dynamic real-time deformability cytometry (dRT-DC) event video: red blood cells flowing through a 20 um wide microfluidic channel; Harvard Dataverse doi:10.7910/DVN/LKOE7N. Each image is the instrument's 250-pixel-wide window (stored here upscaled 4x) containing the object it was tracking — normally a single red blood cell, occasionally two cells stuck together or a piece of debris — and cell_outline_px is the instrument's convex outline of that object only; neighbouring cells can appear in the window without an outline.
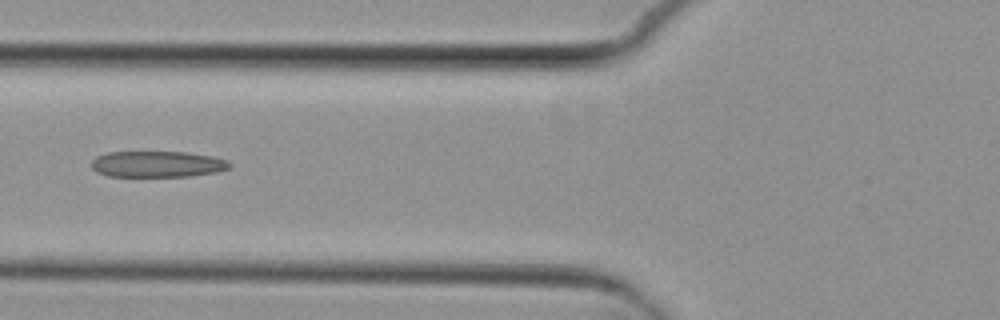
{"species": "common noctule bat (a hibernating species)", "species_latin": "Nyctalus noctula", "temperature_condition": "cold", "stored_images_in_passage": 6, "camera_frame_rate_fps": 3000, "um_per_image_px": 0.085, "animal": {"sex": "female", "body_mass_g": 29.2, "forearm_length_mm": 56.3}, "frame": {"image": 1, "passage_image": 5, "time_ms": 4.667, "image_size_px": [1000, 320], "cell_outline_px": [[232, 164], [228, 168], [216, 172], [188, 176], [108, 176], [96, 172], [92, 168], [92, 160], [96, 156], [108, 152], [188, 152], [212, 156], [228, 160]], "centroid_in_image_um": [13.37, 13.94], "position_along_channel_um": 112.4, "area_um2": 21.04}}
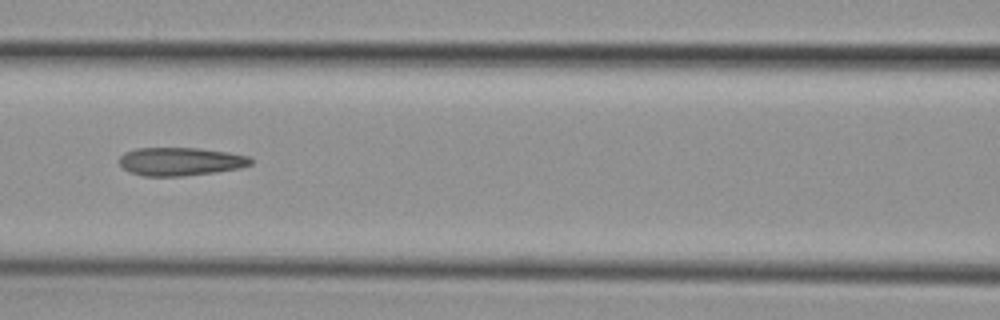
{"frame": {"image": 2, "passage_image": 6, "time_ms": 5.667, "image_size_px": [1000, 320], "cell_outline_px": [[252, 164], [240, 168], [216, 172], [184, 176], [144, 176], [128, 172], [120, 164], [120, 156], [124, 152], [136, 148], [200, 148], [228, 152], [248, 156], [252, 160]], "centroid_in_image_um": [15.33, 13.73], "position_along_channel_um": 151.3, "area_um2": 21.73}}